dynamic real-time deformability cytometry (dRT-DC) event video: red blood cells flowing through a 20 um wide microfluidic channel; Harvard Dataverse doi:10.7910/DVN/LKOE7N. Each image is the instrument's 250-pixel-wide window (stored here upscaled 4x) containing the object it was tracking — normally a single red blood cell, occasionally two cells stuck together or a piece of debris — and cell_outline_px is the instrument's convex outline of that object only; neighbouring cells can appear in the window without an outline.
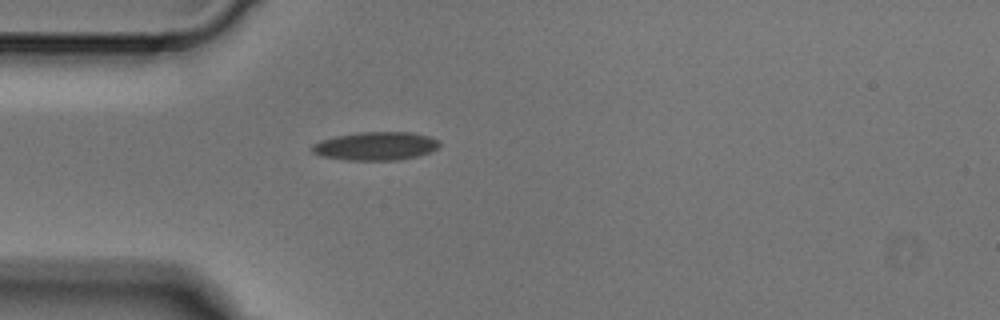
{"species": "Egyptian fruit bat (a non-hibernating species)", "species_latin": "Rousettus aegyptiacus", "temperature_condition": "cold", "stored_images_in_passage": 1, "camera_frame_rate_fps": 3000, "um_per_image_px": 0.085, "animal": {"sex": "male"}, "frame": {"image": 1, "passage_image": 1, "time_ms": 0.0, "image_size_px": [1000, 320], "cell_outline_px": [[440, 144], [436, 148], [428, 152], [416, 156], [396, 160], [344, 160], [320, 156], [312, 152], [312, 144], [320, 140], [336, 136], [360, 132], [412, 132], [428, 136], [440, 140]], "centroid_in_image_um": [31.9, 12.41], "position_along_channel_um": 53.1, "area_um2": 21.04}}